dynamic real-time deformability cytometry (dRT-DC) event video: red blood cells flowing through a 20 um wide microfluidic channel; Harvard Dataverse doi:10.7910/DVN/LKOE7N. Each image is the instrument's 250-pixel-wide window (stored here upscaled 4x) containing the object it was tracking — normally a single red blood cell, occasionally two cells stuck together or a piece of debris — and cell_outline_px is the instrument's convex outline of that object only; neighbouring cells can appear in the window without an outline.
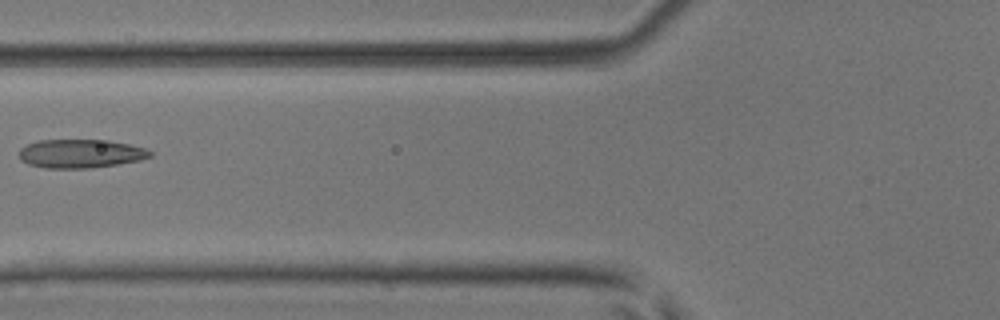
{"species": "common noctule bat (a hibernating species)", "species_latin": "Nyctalus noctula", "temperature_condition": "room temperature", "stored_images_in_passage": 6, "camera_frame_rate_fps": 3000, "um_per_image_px": 0.085, "animal": {"sex": "male", "body_mass_g": 17.9, "forearm_length_mm": 54.2}, "frame": {"image": 1, "passage_image": 5, "time_ms": 1.333, "image_size_px": [1000, 320], "cell_outline_px": [[152, 156], [140, 160], [92, 168], [44, 168], [28, 164], [20, 160], [20, 148], [36, 140], [108, 140], [128, 144], [144, 148], [152, 152]], "centroid_in_image_um": [6.82, 13.06], "position_along_channel_um": 119.0, "area_um2": 21.85}}
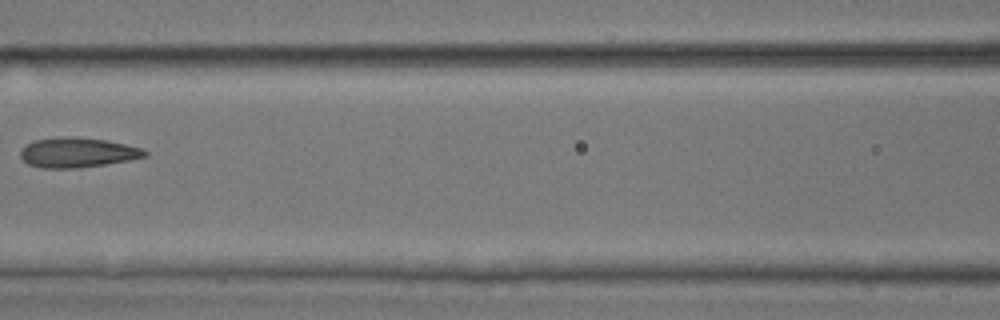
{"frame": {"image": 2, "passage_image": 6, "time_ms": 1.667, "image_size_px": [1000, 320], "cell_outline_px": [[148, 156], [128, 160], [104, 164], [76, 168], [44, 168], [28, 164], [20, 156], [20, 148], [36, 140], [72, 136], [108, 140], [144, 148], [148, 152]], "centroid_in_image_um": [6.62, 12.96], "position_along_channel_um": 160.0, "area_um2": 21.56}}